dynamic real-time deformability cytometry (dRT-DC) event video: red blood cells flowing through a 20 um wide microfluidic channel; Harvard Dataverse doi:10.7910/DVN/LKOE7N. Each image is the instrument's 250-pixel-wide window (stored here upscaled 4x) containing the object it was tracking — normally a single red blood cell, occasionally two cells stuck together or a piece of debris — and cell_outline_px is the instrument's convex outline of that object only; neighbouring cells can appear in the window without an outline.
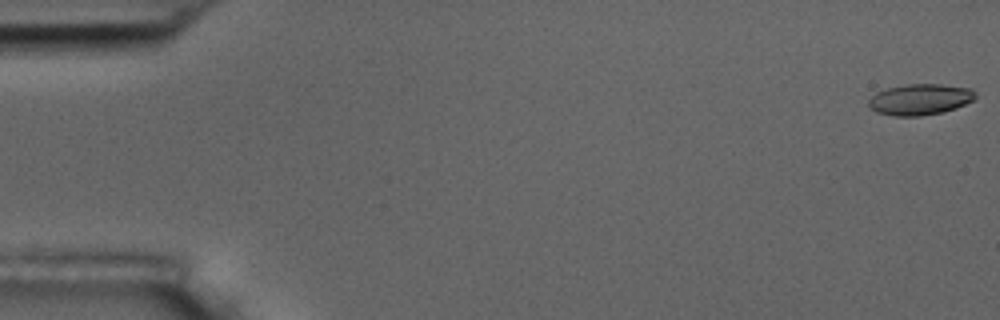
{"species": "common noctule bat (a hibernating species)", "species_latin": "Nyctalus noctula", "temperature_condition": "room temperature", "stored_images_in_passage": 5, "camera_frame_rate_fps": 3000, "um_per_image_px": 0.085, "animal": {"sex": "male", "body_mass_g": 17.5, "forearm_length_mm": 52.3}, "frame": {"image": 1, "passage_image": 1, "time_ms": 0.0, "image_size_px": [1000, 320], "cell_outline_px": [[976, 100], [956, 108], [944, 112], [920, 116], [892, 116], [876, 112], [868, 104], [868, 100], [876, 92], [888, 88], [908, 84], [940, 84], [972, 88], [976, 92]], "centroid_in_image_um": [78.25, 8.45], "position_along_channel_um": 6.8, "area_um2": 19.54}}
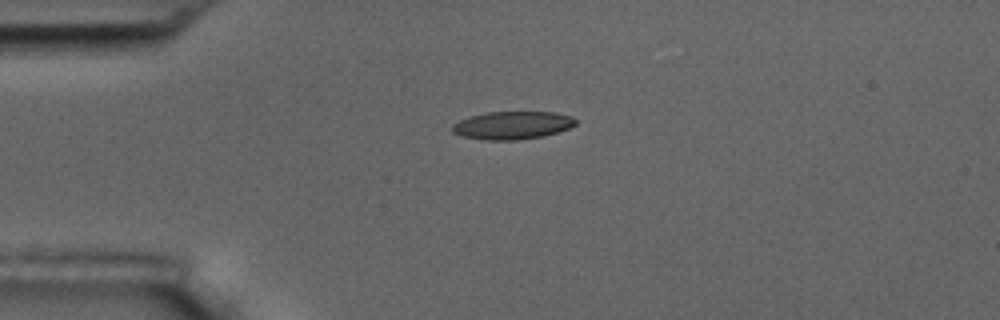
{"frame": {"image": 2, "passage_image": 4, "time_ms": 4.333, "image_size_px": [1000, 320], "cell_outline_px": [[576, 124], [568, 128], [544, 136], [516, 140], [488, 140], [460, 136], [452, 132], [452, 124], [468, 116], [488, 112], [556, 112], [572, 116], [576, 120]], "centroid_in_image_um": [43.53, 10.64], "position_along_channel_um": 41.5, "area_um2": 20.11}}